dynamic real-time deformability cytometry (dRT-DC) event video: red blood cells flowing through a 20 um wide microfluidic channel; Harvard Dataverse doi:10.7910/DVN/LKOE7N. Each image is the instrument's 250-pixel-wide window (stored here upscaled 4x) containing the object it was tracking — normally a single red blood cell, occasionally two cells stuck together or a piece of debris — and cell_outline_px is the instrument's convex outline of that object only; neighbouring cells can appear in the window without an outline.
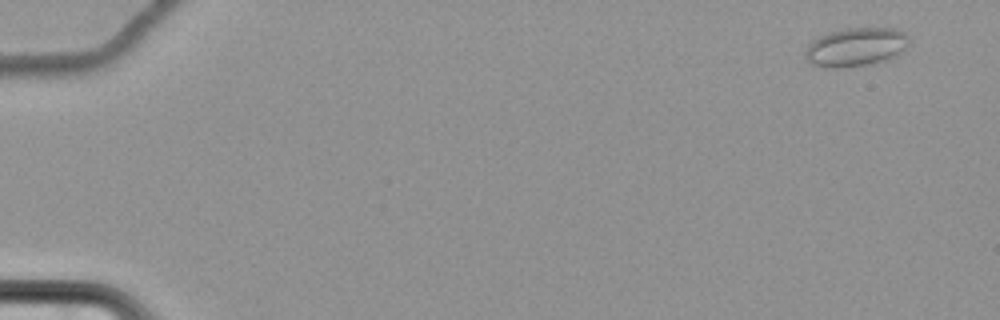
{"species": "common noctule bat (a hibernating species)", "species_latin": "Nyctalus noctula", "temperature_condition": "cold", "stored_images_in_passage": 62, "camera_frame_rate_fps": 3000, "um_per_image_px": 0.085, "animal": {"sex": "female", "body_mass_g": 22.7, "forearm_length_mm": 54.2}, "frame": {"image": 1, "passage_image": 4, "time_ms": 1.0, "image_size_px": [1000, 320], "cell_outline_px": [[912, 40], [900, 52], [888, 60], [872, 64], [844, 68], [824, 68], [812, 64], [804, 56], [804, 52], [808, 44], [812, 40], [828, 32], [848, 28], [896, 28], [904, 32]], "centroid_in_image_um": [72.74, 4.01], "position_along_channel_um": 12.3, "area_um2": 23.76}}
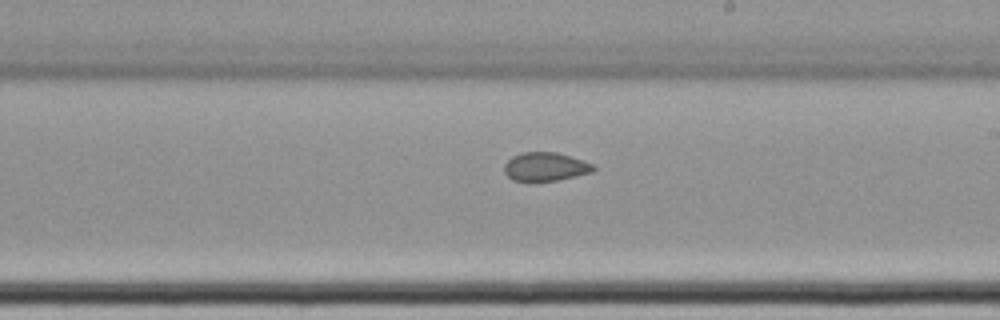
{"frame": {"image": 2, "passage_image": 38, "time_ms": 12.333, "image_size_px": [1000, 320], "cell_outline_px": [[596, 168], [592, 172], [560, 180], [512, 180], [504, 172], [504, 164], [512, 156], [524, 152], [556, 152], [596, 164]], "centroid_in_image_um": [46.39, 14.16], "position_along_channel_um": 242.6, "area_um2": 14.8}}
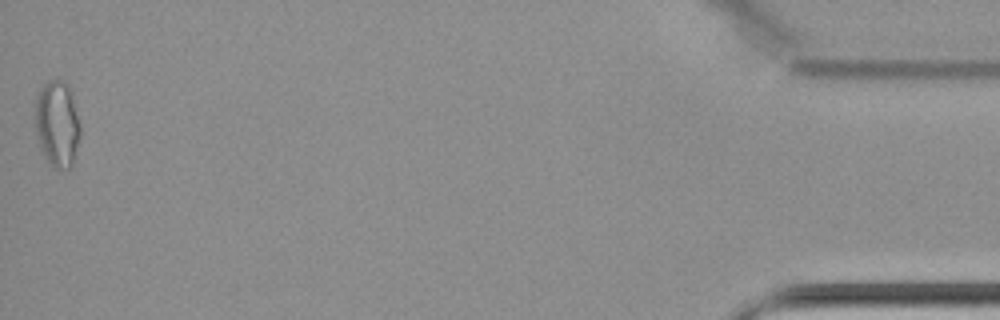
{"frame": {"image": 3, "passage_image": 62, "time_ms": 20.333, "image_size_px": [1000, 320], "cell_outline_px": [[80, 136], [72, 164], [68, 168], [52, 168], [40, 148], [36, 132], [36, 96], [40, 88], [48, 80], [60, 76], [68, 84], [72, 92], [80, 124]], "centroid_in_image_um": [4.87, 10.45], "position_along_channel_um": 430.3, "area_um2": 22.95}, "authors_computed_cell_mechanics": {"area_um2": 17.5423, "velocity_mm_per_s": 3.4639, "shape_relaxation_time_tau1_ms": null, "shape_relaxation_time_tau2_ms": 2.2578, "deformation_change_tau1": null, "deformation_change_tau2": 0.0645}}